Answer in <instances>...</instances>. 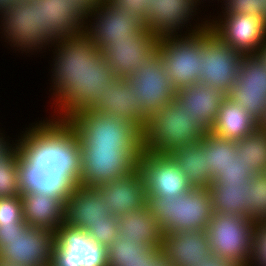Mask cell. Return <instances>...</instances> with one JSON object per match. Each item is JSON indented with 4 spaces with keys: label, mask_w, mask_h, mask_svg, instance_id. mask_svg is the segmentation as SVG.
Returning <instances> with one entry per match:
<instances>
[{
    "label": "cell",
    "mask_w": 266,
    "mask_h": 266,
    "mask_svg": "<svg viewBox=\"0 0 266 266\" xmlns=\"http://www.w3.org/2000/svg\"><path fill=\"white\" fill-rule=\"evenodd\" d=\"M107 247L86 230L61 224L54 232L49 266H108Z\"/></svg>",
    "instance_id": "15"
},
{
    "label": "cell",
    "mask_w": 266,
    "mask_h": 266,
    "mask_svg": "<svg viewBox=\"0 0 266 266\" xmlns=\"http://www.w3.org/2000/svg\"><path fill=\"white\" fill-rule=\"evenodd\" d=\"M144 22L128 11H121L109 0L87 12L83 37L72 64L88 63L112 40L132 39L144 28Z\"/></svg>",
    "instance_id": "6"
},
{
    "label": "cell",
    "mask_w": 266,
    "mask_h": 266,
    "mask_svg": "<svg viewBox=\"0 0 266 266\" xmlns=\"http://www.w3.org/2000/svg\"><path fill=\"white\" fill-rule=\"evenodd\" d=\"M43 33L71 62L83 37L87 12L72 0H35Z\"/></svg>",
    "instance_id": "8"
},
{
    "label": "cell",
    "mask_w": 266,
    "mask_h": 266,
    "mask_svg": "<svg viewBox=\"0 0 266 266\" xmlns=\"http://www.w3.org/2000/svg\"><path fill=\"white\" fill-rule=\"evenodd\" d=\"M147 206L162 235L182 230H205L213 216L208 188H192L177 198H147Z\"/></svg>",
    "instance_id": "7"
},
{
    "label": "cell",
    "mask_w": 266,
    "mask_h": 266,
    "mask_svg": "<svg viewBox=\"0 0 266 266\" xmlns=\"http://www.w3.org/2000/svg\"><path fill=\"white\" fill-rule=\"evenodd\" d=\"M246 217L256 223L266 220V173L257 174L250 179Z\"/></svg>",
    "instance_id": "33"
},
{
    "label": "cell",
    "mask_w": 266,
    "mask_h": 266,
    "mask_svg": "<svg viewBox=\"0 0 266 266\" xmlns=\"http://www.w3.org/2000/svg\"><path fill=\"white\" fill-rule=\"evenodd\" d=\"M258 127L260 125L247 111L226 96L210 132L221 138L236 141L248 136Z\"/></svg>",
    "instance_id": "28"
},
{
    "label": "cell",
    "mask_w": 266,
    "mask_h": 266,
    "mask_svg": "<svg viewBox=\"0 0 266 266\" xmlns=\"http://www.w3.org/2000/svg\"><path fill=\"white\" fill-rule=\"evenodd\" d=\"M47 94L49 106L71 125L81 148L143 149L136 123L88 107L62 80L53 81Z\"/></svg>",
    "instance_id": "1"
},
{
    "label": "cell",
    "mask_w": 266,
    "mask_h": 266,
    "mask_svg": "<svg viewBox=\"0 0 266 266\" xmlns=\"http://www.w3.org/2000/svg\"><path fill=\"white\" fill-rule=\"evenodd\" d=\"M23 220L21 195L0 197V224L21 223Z\"/></svg>",
    "instance_id": "40"
},
{
    "label": "cell",
    "mask_w": 266,
    "mask_h": 266,
    "mask_svg": "<svg viewBox=\"0 0 266 266\" xmlns=\"http://www.w3.org/2000/svg\"><path fill=\"white\" fill-rule=\"evenodd\" d=\"M16 134L18 152L36 170H62L75 185L81 176V145L71 125L54 109ZM27 126V127H26ZM25 129V130H24Z\"/></svg>",
    "instance_id": "2"
},
{
    "label": "cell",
    "mask_w": 266,
    "mask_h": 266,
    "mask_svg": "<svg viewBox=\"0 0 266 266\" xmlns=\"http://www.w3.org/2000/svg\"><path fill=\"white\" fill-rule=\"evenodd\" d=\"M127 79L133 86L135 96L141 99L142 118L145 121L175 99L177 91L172 86L158 52Z\"/></svg>",
    "instance_id": "17"
},
{
    "label": "cell",
    "mask_w": 266,
    "mask_h": 266,
    "mask_svg": "<svg viewBox=\"0 0 266 266\" xmlns=\"http://www.w3.org/2000/svg\"><path fill=\"white\" fill-rule=\"evenodd\" d=\"M0 266H19V265L0 259Z\"/></svg>",
    "instance_id": "48"
},
{
    "label": "cell",
    "mask_w": 266,
    "mask_h": 266,
    "mask_svg": "<svg viewBox=\"0 0 266 266\" xmlns=\"http://www.w3.org/2000/svg\"><path fill=\"white\" fill-rule=\"evenodd\" d=\"M226 96L260 126L266 122V61L259 54L244 55L234 86Z\"/></svg>",
    "instance_id": "16"
},
{
    "label": "cell",
    "mask_w": 266,
    "mask_h": 266,
    "mask_svg": "<svg viewBox=\"0 0 266 266\" xmlns=\"http://www.w3.org/2000/svg\"><path fill=\"white\" fill-rule=\"evenodd\" d=\"M121 11H128L139 18L142 22L146 20V10L150 0H109Z\"/></svg>",
    "instance_id": "42"
},
{
    "label": "cell",
    "mask_w": 266,
    "mask_h": 266,
    "mask_svg": "<svg viewBox=\"0 0 266 266\" xmlns=\"http://www.w3.org/2000/svg\"><path fill=\"white\" fill-rule=\"evenodd\" d=\"M262 13L266 17V0H264V4L262 6Z\"/></svg>",
    "instance_id": "50"
},
{
    "label": "cell",
    "mask_w": 266,
    "mask_h": 266,
    "mask_svg": "<svg viewBox=\"0 0 266 266\" xmlns=\"http://www.w3.org/2000/svg\"><path fill=\"white\" fill-rule=\"evenodd\" d=\"M163 254L173 266H201L211 252L205 230H182L162 235Z\"/></svg>",
    "instance_id": "23"
},
{
    "label": "cell",
    "mask_w": 266,
    "mask_h": 266,
    "mask_svg": "<svg viewBox=\"0 0 266 266\" xmlns=\"http://www.w3.org/2000/svg\"><path fill=\"white\" fill-rule=\"evenodd\" d=\"M54 232L28 227L22 234L0 240V259L19 266H49Z\"/></svg>",
    "instance_id": "20"
},
{
    "label": "cell",
    "mask_w": 266,
    "mask_h": 266,
    "mask_svg": "<svg viewBox=\"0 0 266 266\" xmlns=\"http://www.w3.org/2000/svg\"><path fill=\"white\" fill-rule=\"evenodd\" d=\"M204 264L201 266H238L236 263L230 261L229 259L221 258L209 252L204 256Z\"/></svg>",
    "instance_id": "45"
},
{
    "label": "cell",
    "mask_w": 266,
    "mask_h": 266,
    "mask_svg": "<svg viewBox=\"0 0 266 266\" xmlns=\"http://www.w3.org/2000/svg\"><path fill=\"white\" fill-rule=\"evenodd\" d=\"M23 218L30 227L55 232L64 223V201L42 193L21 194Z\"/></svg>",
    "instance_id": "26"
},
{
    "label": "cell",
    "mask_w": 266,
    "mask_h": 266,
    "mask_svg": "<svg viewBox=\"0 0 266 266\" xmlns=\"http://www.w3.org/2000/svg\"><path fill=\"white\" fill-rule=\"evenodd\" d=\"M117 218L119 239H130L134 245L137 243L150 248L161 246V229L147 205Z\"/></svg>",
    "instance_id": "27"
},
{
    "label": "cell",
    "mask_w": 266,
    "mask_h": 266,
    "mask_svg": "<svg viewBox=\"0 0 266 266\" xmlns=\"http://www.w3.org/2000/svg\"><path fill=\"white\" fill-rule=\"evenodd\" d=\"M201 142L204 145L208 168L213 176L236 158L235 140L221 138L209 131L202 137Z\"/></svg>",
    "instance_id": "32"
},
{
    "label": "cell",
    "mask_w": 266,
    "mask_h": 266,
    "mask_svg": "<svg viewBox=\"0 0 266 266\" xmlns=\"http://www.w3.org/2000/svg\"><path fill=\"white\" fill-rule=\"evenodd\" d=\"M17 160L16 146L0 160V197L21 195L18 186Z\"/></svg>",
    "instance_id": "34"
},
{
    "label": "cell",
    "mask_w": 266,
    "mask_h": 266,
    "mask_svg": "<svg viewBox=\"0 0 266 266\" xmlns=\"http://www.w3.org/2000/svg\"><path fill=\"white\" fill-rule=\"evenodd\" d=\"M218 4L219 12L217 14H250L254 17H259L263 21H266V17L262 13V6L264 0H219ZM221 9V10H220Z\"/></svg>",
    "instance_id": "36"
},
{
    "label": "cell",
    "mask_w": 266,
    "mask_h": 266,
    "mask_svg": "<svg viewBox=\"0 0 266 266\" xmlns=\"http://www.w3.org/2000/svg\"><path fill=\"white\" fill-rule=\"evenodd\" d=\"M111 214L94 187L76 185L72 195L64 202V223L87 230Z\"/></svg>",
    "instance_id": "24"
},
{
    "label": "cell",
    "mask_w": 266,
    "mask_h": 266,
    "mask_svg": "<svg viewBox=\"0 0 266 266\" xmlns=\"http://www.w3.org/2000/svg\"><path fill=\"white\" fill-rule=\"evenodd\" d=\"M249 266H266V220L258 221L255 225Z\"/></svg>",
    "instance_id": "39"
},
{
    "label": "cell",
    "mask_w": 266,
    "mask_h": 266,
    "mask_svg": "<svg viewBox=\"0 0 266 266\" xmlns=\"http://www.w3.org/2000/svg\"><path fill=\"white\" fill-rule=\"evenodd\" d=\"M88 107L136 123L141 129V99L135 96L127 78L106 75L92 66L72 64L61 79Z\"/></svg>",
    "instance_id": "3"
},
{
    "label": "cell",
    "mask_w": 266,
    "mask_h": 266,
    "mask_svg": "<svg viewBox=\"0 0 266 266\" xmlns=\"http://www.w3.org/2000/svg\"><path fill=\"white\" fill-rule=\"evenodd\" d=\"M1 128L2 127H0V160L3 159L16 146V142L14 141H16L17 137L13 136L15 137L13 139L12 137H9V135L7 136V134L3 131L4 128Z\"/></svg>",
    "instance_id": "44"
},
{
    "label": "cell",
    "mask_w": 266,
    "mask_h": 266,
    "mask_svg": "<svg viewBox=\"0 0 266 266\" xmlns=\"http://www.w3.org/2000/svg\"><path fill=\"white\" fill-rule=\"evenodd\" d=\"M86 232L98 244L108 246L118 238V218L110 215L96 224H92Z\"/></svg>",
    "instance_id": "37"
},
{
    "label": "cell",
    "mask_w": 266,
    "mask_h": 266,
    "mask_svg": "<svg viewBox=\"0 0 266 266\" xmlns=\"http://www.w3.org/2000/svg\"><path fill=\"white\" fill-rule=\"evenodd\" d=\"M213 213L246 217L250 180L244 184L210 185Z\"/></svg>",
    "instance_id": "30"
},
{
    "label": "cell",
    "mask_w": 266,
    "mask_h": 266,
    "mask_svg": "<svg viewBox=\"0 0 266 266\" xmlns=\"http://www.w3.org/2000/svg\"><path fill=\"white\" fill-rule=\"evenodd\" d=\"M202 50L200 30L188 35L158 39L157 52L176 91L200 82Z\"/></svg>",
    "instance_id": "13"
},
{
    "label": "cell",
    "mask_w": 266,
    "mask_h": 266,
    "mask_svg": "<svg viewBox=\"0 0 266 266\" xmlns=\"http://www.w3.org/2000/svg\"><path fill=\"white\" fill-rule=\"evenodd\" d=\"M147 198H177L192 187L169 154L143 150L138 163Z\"/></svg>",
    "instance_id": "19"
},
{
    "label": "cell",
    "mask_w": 266,
    "mask_h": 266,
    "mask_svg": "<svg viewBox=\"0 0 266 266\" xmlns=\"http://www.w3.org/2000/svg\"><path fill=\"white\" fill-rule=\"evenodd\" d=\"M259 55L266 61V41L262 45Z\"/></svg>",
    "instance_id": "47"
},
{
    "label": "cell",
    "mask_w": 266,
    "mask_h": 266,
    "mask_svg": "<svg viewBox=\"0 0 266 266\" xmlns=\"http://www.w3.org/2000/svg\"><path fill=\"white\" fill-rule=\"evenodd\" d=\"M256 175L249 165H245L236 156L235 159H232L230 163L213 176V181L210 185L244 184Z\"/></svg>",
    "instance_id": "35"
},
{
    "label": "cell",
    "mask_w": 266,
    "mask_h": 266,
    "mask_svg": "<svg viewBox=\"0 0 266 266\" xmlns=\"http://www.w3.org/2000/svg\"><path fill=\"white\" fill-rule=\"evenodd\" d=\"M17 168L21 194L42 193L65 202L76 187L62 170H36L19 152Z\"/></svg>",
    "instance_id": "22"
},
{
    "label": "cell",
    "mask_w": 266,
    "mask_h": 266,
    "mask_svg": "<svg viewBox=\"0 0 266 266\" xmlns=\"http://www.w3.org/2000/svg\"><path fill=\"white\" fill-rule=\"evenodd\" d=\"M0 39L13 53L38 56L51 52L48 84L61 80L72 62L40 33L39 6L35 0H0ZM7 42V43H6ZM9 45V46H8ZM47 50V51H46ZM35 53V54H34ZM53 54V55H52Z\"/></svg>",
    "instance_id": "4"
},
{
    "label": "cell",
    "mask_w": 266,
    "mask_h": 266,
    "mask_svg": "<svg viewBox=\"0 0 266 266\" xmlns=\"http://www.w3.org/2000/svg\"><path fill=\"white\" fill-rule=\"evenodd\" d=\"M201 7L207 11L197 0H150L144 26L158 39L196 33L207 26L208 13L203 17Z\"/></svg>",
    "instance_id": "10"
},
{
    "label": "cell",
    "mask_w": 266,
    "mask_h": 266,
    "mask_svg": "<svg viewBox=\"0 0 266 266\" xmlns=\"http://www.w3.org/2000/svg\"><path fill=\"white\" fill-rule=\"evenodd\" d=\"M150 249L148 246L134 245L130 239L117 238L107 248L108 259L144 258V254Z\"/></svg>",
    "instance_id": "38"
},
{
    "label": "cell",
    "mask_w": 266,
    "mask_h": 266,
    "mask_svg": "<svg viewBox=\"0 0 266 266\" xmlns=\"http://www.w3.org/2000/svg\"><path fill=\"white\" fill-rule=\"evenodd\" d=\"M162 254V246H156L150 248L144 254V258L108 259V266H146L149 263H154Z\"/></svg>",
    "instance_id": "41"
},
{
    "label": "cell",
    "mask_w": 266,
    "mask_h": 266,
    "mask_svg": "<svg viewBox=\"0 0 266 266\" xmlns=\"http://www.w3.org/2000/svg\"><path fill=\"white\" fill-rule=\"evenodd\" d=\"M255 225L254 220L245 216L213 213L205 228L213 254L238 266H249Z\"/></svg>",
    "instance_id": "11"
},
{
    "label": "cell",
    "mask_w": 266,
    "mask_h": 266,
    "mask_svg": "<svg viewBox=\"0 0 266 266\" xmlns=\"http://www.w3.org/2000/svg\"><path fill=\"white\" fill-rule=\"evenodd\" d=\"M262 126L266 129V122Z\"/></svg>",
    "instance_id": "51"
},
{
    "label": "cell",
    "mask_w": 266,
    "mask_h": 266,
    "mask_svg": "<svg viewBox=\"0 0 266 266\" xmlns=\"http://www.w3.org/2000/svg\"><path fill=\"white\" fill-rule=\"evenodd\" d=\"M94 188L105 202L107 212L117 217L147 205L145 183L139 168Z\"/></svg>",
    "instance_id": "21"
},
{
    "label": "cell",
    "mask_w": 266,
    "mask_h": 266,
    "mask_svg": "<svg viewBox=\"0 0 266 266\" xmlns=\"http://www.w3.org/2000/svg\"><path fill=\"white\" fill-rule=\"evenodd\" d=\"M200 43L203 50L199 81L227 95L234 86L244 54L229 47L208 25L200 29Z\"/></svg>",
    "instance_id": "12"
},
{
    "label": "cell",
    "mask_w": 266,
    "mask_h": 266,
    "mask_svg": "<svg viewBox=\"0 0 266 266\" xmlns=\"http://www.w3.org/2000/svg\"><path fill=\"white\" fill-rule=\"evenodd\" d=\"M158 51V38L144 27L132 39L112 40L87 64L110 76L127 78Z\"/></svg>",
    "instance_id": "9"
},
{
    "label": "cell",
    "mask_w": 266,
    "mask_h": 266,
    "mask_svg": "<svg viewBox=\"0 0 266 266\" xmlns=\"http://www.w3.org/2000/svg\"><path fill=\"white\" fill-rule=\"evenodd\" d=\"M192 188H208L213 181L202 142L169 153Z\"/></svg>",
    "instance_id": "29"
},
{
    "label": "cell",
    "mask_w": 266,
    "mask_h": 266,
    "mask_svg": "<svg viewBox=\"0 0 266 266\" xmlns=\"http://www.w3.org/2000/svg\"><path fill=\"white\" fill-rule=\"evenodd\" d=\"M146 266H173L166 259L165 255L162 254L154 263H149Z\"/></svg>",
    "instance_id": "46"
},
{
    "label": "cell",
    "mask_w": 266,
    "mask_h": 266,
    "mask_svg": "<svg viewBox=\"0 0 266 266\" xmlns=\"http://www.w3.org/2000/svg\"><path fill=\"white\" fill-rule=\"evenodd\" d=\"M209 130L173 100L154 112L142 129L143 150L169 154L186 145L199 143Z\"/></svg>",
    "instance_id": "5"
},
{
    "label": "cell",
    "mask_w": 266,
    "mask_h": 266,
    "mask_svg": "<svg viewBox=\"0 0 266 266\" xmlns=\"http://www.w3.org/2000/svg\"><path fill=\"white\" fill-rule=\"evenodd\" d=\"M236 156L256 174L266 173V129L258 127L248 136L236 140Z\"/></svg>",
    "instance_id": "31"
},
{
    "label": "cell",
    "mask_w": 266,
    "mask_h": 266,
    "mask_svg": "<svg viewBox=\"0 0 266 266\" xmlns=\"http://www.w3.org/2000/svg\"><path fill=\"white\" fill-rule=\"evenodd\" d=\"M197 1H198L201 5H202V4H205L206 1H207V3H208V2H209V3H210V2H211V3H214L215 1L219 2V0H211V1H210V0H197ZM203 1H204V2H203ZM213 1H214V2H213Z\"/></svg>",
    "instance_id": "49"
},
{
    "label": "cell",
    "mask_w": 266,
    "mask_h": 266,
    "mask_svg": "<svg viewBox=\"0 0 266 266\" xmlns=\"http://www.w3.org/2000/svg\"><path fill=\"white\" fill-rule=\"evenodd\" d=\"M29 227L26 221L23 220L21 223L12 224H0V240L2 238H13L18 234H22Z\"/></svg>",
    "instance_id": "43"
},
{
    "label": "cell",
    "mask_w": 266,
    "mask_h": 266,
    "mask_svg": "<svg viewBox=\"0 0 266 266\" xmlns=\"http://www.w3.org/2000/svg\"><path fill=\"white\" fill-rule=\"evenodd\" d=\"M143 149L81 148L78 185L97 187L138 168Z\"/></svg>",
    "instance_id": "14"
},
{
    "label": "cell",
    "mask_w": 266,
    "mask_h": 266,
    "mask_svg": "<svg viewBox=\"0 0 266 266\" xmlns=\"http://www.w3.org/2000/svg\"><path fill=\"white\" fill-rule=\"evenodd\" d=\"M207 25L229 47L244 55L259 54L266 41V21L250 14L209 13Z\"/></svg>",
    "instance_id": "18"
},
{
    "label": "cell",
    "mask_w": 266,
    "mask_h": 266,
    "mask_svg": "<svg viewBox=\"0 0 266 266\" xmlns=\"http://www.w3.org/2000/svg\"><path fill=\"white\" fill-rule=\"evenodd\" d=\"M226 95L201 82L177 90L175 99L193 118L199 119L210 131Z\"/></svg>",
    "instance_id": "25"
}]
</instances>
